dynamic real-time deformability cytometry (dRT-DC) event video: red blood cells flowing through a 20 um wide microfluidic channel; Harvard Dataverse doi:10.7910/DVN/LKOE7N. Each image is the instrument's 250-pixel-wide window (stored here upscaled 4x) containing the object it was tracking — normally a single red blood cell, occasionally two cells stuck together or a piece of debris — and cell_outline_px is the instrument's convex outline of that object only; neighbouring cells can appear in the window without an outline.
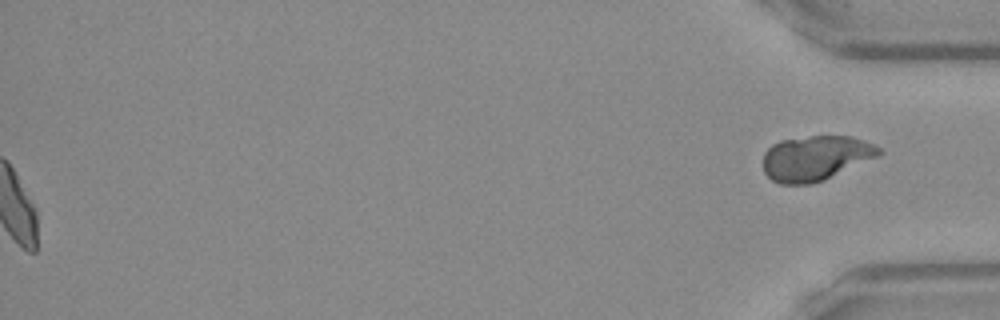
{"species": "Egyptian fruit bat (a non-hibernating species)", "species_latin": "Rousettus aegyptiacus", "temperature_condition": "warm", "stored_images_in_passage": 53, "segment_of_instrument_passage": [2, 2], "camera_frame_rate_fps": 3000, "um_per_image_px": 0.085, "frame": {"image": 1, "passage_image": 53, "time_ms": 17.333, "image_size_px": [1000, 320], "cell_outline_px": [[884, 152], [876, 156], [824, 180], [812, 184], [780, 184], [772, 180], [764, 172], [764, 152], [772, 144], [780, 140], [808, 136], [852, 136], [864, 140], [880, 148]], "centroid_in_image_um": [69.29, 13.43], "position_along_channel_um": 365.9, "area_um2": 30.17}}